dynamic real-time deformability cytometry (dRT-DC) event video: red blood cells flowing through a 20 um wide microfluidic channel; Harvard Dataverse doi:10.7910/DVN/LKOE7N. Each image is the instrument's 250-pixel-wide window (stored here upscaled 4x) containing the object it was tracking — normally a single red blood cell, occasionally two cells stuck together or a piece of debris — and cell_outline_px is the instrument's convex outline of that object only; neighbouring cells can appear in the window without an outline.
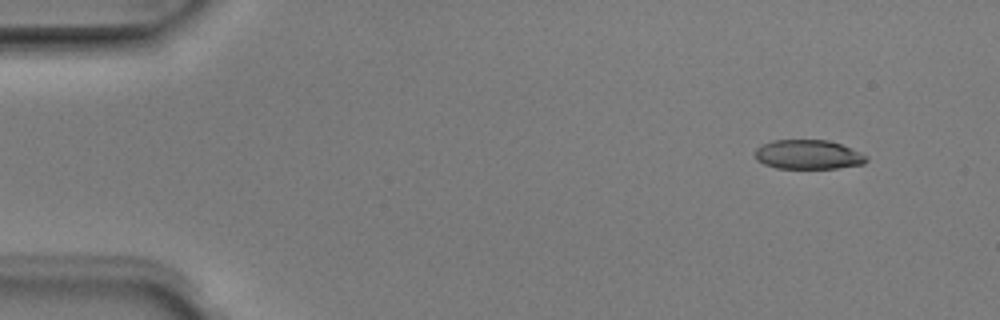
{"species": "Egyptian fruit bat (a non-hibernating species)", "species_latin": "Rousettus aegyptiacus", "temperature_condition": "room temperature", "stored_images_in_passage": 3, "camera_frame_rate_fps": 3000, "um_per_image_px": 0.085, "animal": {"sex": "male"}, "frame": {"image": 1, "passage_image": 1, "time_ms": 0.0, "image_size_px": [1000, 320], "cell_outline_px": [[868, 160], [864, 164], [836, 168], [776, 168], [764, 164], [756, 160], [756, 148], [760, 144], [772, 140], [828, 140], [840, 144], [860, 152], [868, 156]], "centroid_in_image_um": [68.68, 13.13], "position_along_channel_um": 16.3, "area_um2": 19.07}}
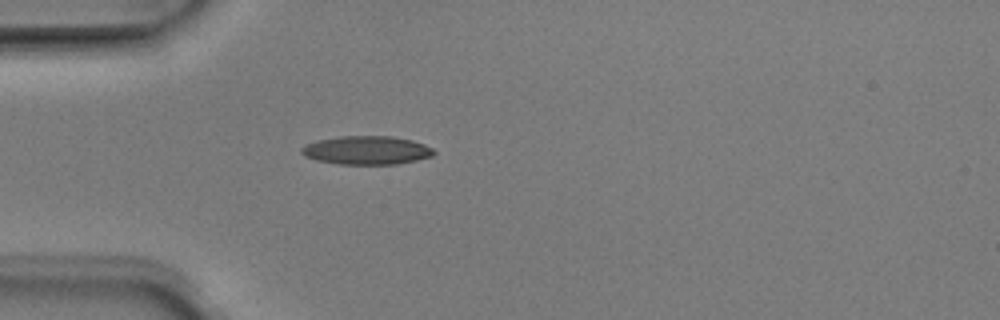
{"frame": {"image": 2, "passage_image": 3, "time_ms": 0.667, "image_size_px": [1000, 320], "cell_outline_px": [[436, 152], [432, 156], [416, 160], [396, 164], [340, 164], [316, 160], [304, 156], [300, 152], [300, 148], [308, 144], [320, 140], [340, 136], [392, 136], [412, 140], [424, 144], [432, 148]], "centroid_in_image_um": [31.18, 12.77], "position_along_channel_um": 53.8, "area_um2": 21.91}}